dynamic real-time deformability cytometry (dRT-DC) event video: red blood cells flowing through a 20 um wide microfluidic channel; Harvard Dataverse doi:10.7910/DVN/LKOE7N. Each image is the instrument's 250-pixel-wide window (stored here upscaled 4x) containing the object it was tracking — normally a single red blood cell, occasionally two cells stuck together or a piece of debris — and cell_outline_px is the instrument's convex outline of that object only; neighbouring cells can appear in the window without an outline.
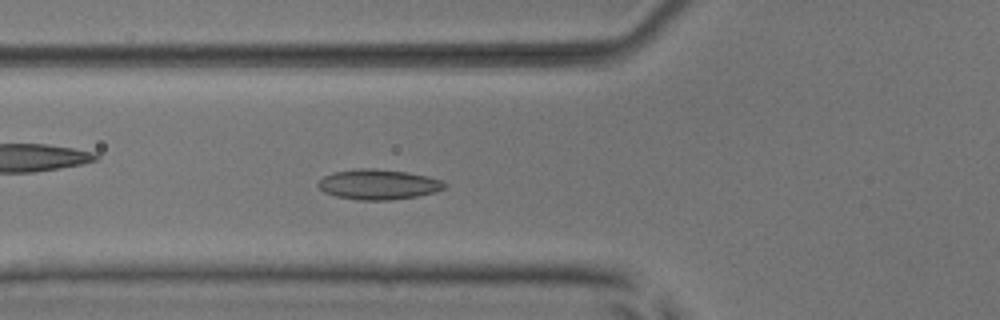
{"species": "common noctule bat (a hibernating species)", "species_latin": "Nyctalus noctula", "temperature_condition": "room temperature", "stored_images_in_passage": 6, "camera_frame_rate_fps": 3000, "um_per_image_px": 0.085, "animal": {"sex": "male", "body_mass_g": 17.9, "forearm_length_mm": 54.2}, "frame": {"image": 1, "passage_image": 6, "time_ms": 6.667, "image_size_px": [1000, 320], "cell_outline_px": [[448, 188], [436, 192], [416, 196], [392, 200], [356, 200], [336, 196], [324, 192], [316, 184], [324, 176], [332, 172], [360, 168], [376, 168], [408, 172], [428, 176], [444, 180], [448, 184]], "centroid_in_image_um": [32.21, 15.67], "position_along_channel_um": 93.6, "area_um2": 22.6}}